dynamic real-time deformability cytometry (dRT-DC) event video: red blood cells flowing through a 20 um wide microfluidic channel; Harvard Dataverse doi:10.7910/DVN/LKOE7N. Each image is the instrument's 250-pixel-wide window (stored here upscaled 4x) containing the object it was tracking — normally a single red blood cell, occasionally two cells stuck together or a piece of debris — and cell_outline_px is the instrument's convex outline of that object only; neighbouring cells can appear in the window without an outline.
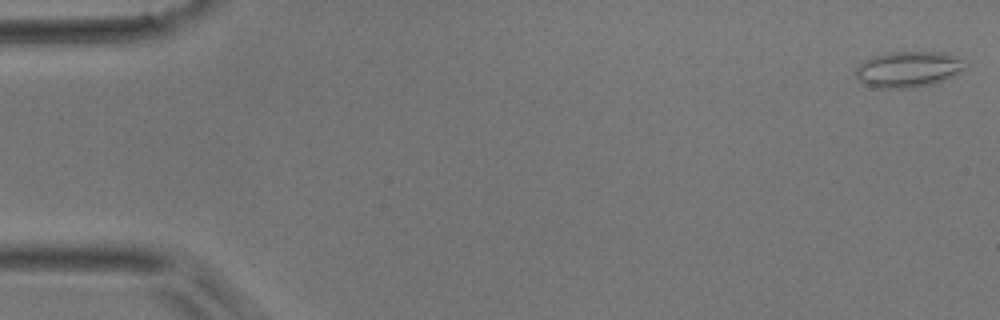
{"species": "common noctule bat (a hibernating species)", "species_latin": "Nyctalus noctula", "temperature_condition": "room temperature", "stored_images_in_passage": 50, "camera_frame_rate_fps": 3000, "um_per_image_px": 0.085, "animal": {"sex": "male", "body_mass_g": 17.9}, "frame": {"image": 1, "passage_image": 1, "time_ms": 0.0, "image_size_px": [1000, 320], "cell_outline_px": [[968, 68], [944, 80], [932, 84], [912, 88], [872, 88], [864, 84], [856, 76], [856, 68], [860, 64], [872, 56], [884, 52], [944, 52], [968, 64]], "centroid_in_image_um": [77.19, 5.89], "position_along_channel_um": 7.8, "area_um2": 23.0}}
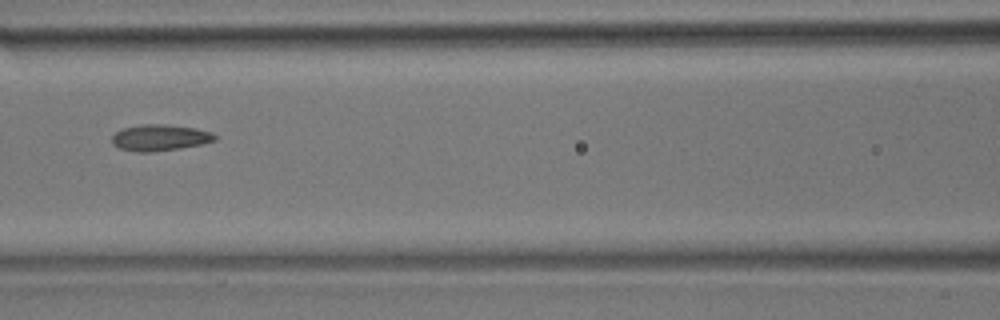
{"frame": {"image": 2, "passage_image": 22, "time_ms": 7.0, "image_size_px": [1000, 320], "cell_outline_px": [[216, 140], [204, 144], [180, 148], [152, 152], [136, 152], [120, 148], [112, 144], [112, 136], [116, 132], [124, 128], [140, 124], [160, 124], [196, 128], [212, 132], [216, 136]], "centroid_in_image_um": [13.6, 11.7], "position_along_channel_um": 153.0, "area_um2": 15.78}}
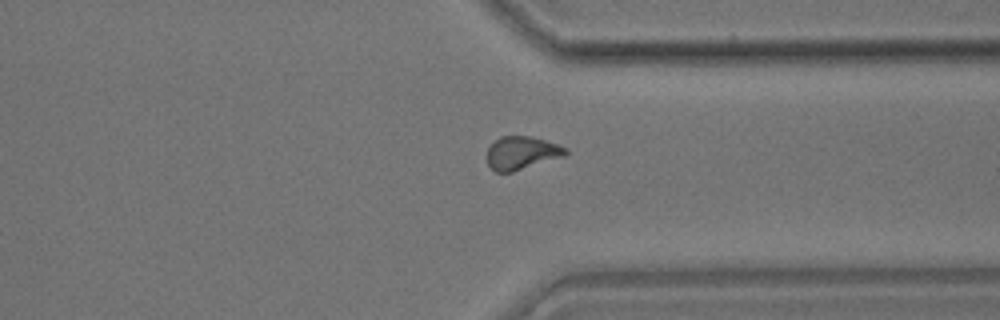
{"frame": {"image": 3, "passage_image": 38, "time_ms": 12.333, "image_size_px": [1000, 320], "cell_outline_px": [[568, 152], [564, 156], [512, 172], [496, 172], [488, 164], [488, 148], [500, 136], [528, 136], [544, 140], [568, 148]], "centroid_in_image_um": [44.35, 13.0], "position_along_channel_um": 367.0, "area_um2": 14.91}}